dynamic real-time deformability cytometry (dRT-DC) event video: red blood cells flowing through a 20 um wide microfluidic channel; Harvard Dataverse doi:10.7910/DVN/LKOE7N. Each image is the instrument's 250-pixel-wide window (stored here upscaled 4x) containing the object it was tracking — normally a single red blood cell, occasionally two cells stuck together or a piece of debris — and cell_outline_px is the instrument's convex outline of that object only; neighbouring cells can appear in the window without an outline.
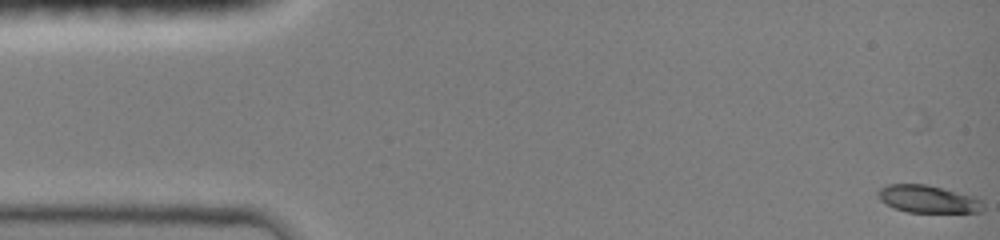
{"species": "common noctule bat (a hibernating species)", "species_latin": "Nyctalus noctula", "temperature_condition": "room temperature", "stored_images_in_passage": 87, "camera_frame_rate_fps": 3000, "um_per_image_px": 0.085, "animal": {"sex": "female", "body_mass_g": 19.0, "forearm_length_mm": 51.5}, "frame": {"image": 1, "passage_image": 3, "time_ms": 0.333, "image_size_px": [1000, 240], "cell_outline_px": [[984, 212], [908, 212], [896, 208], [880, 200], [880, 188], [888, 184], [924, 184], [940, 188], [968, 196], [980, 200], [984, 208]], "centroid_in_image_um": [78.87, 16.93], "position_along_channel_um": 6.1, "area_um2": 16.18}}
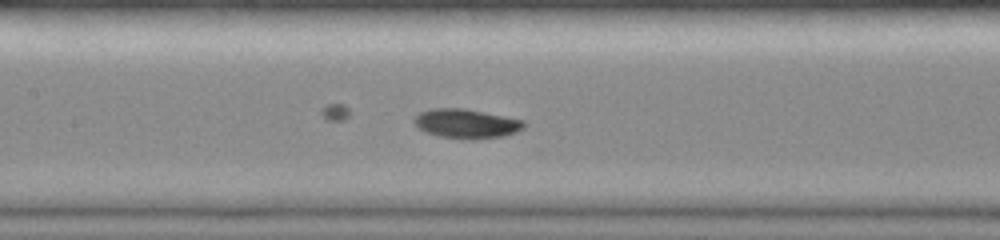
{"frame": {"image": 2, "passage_image": 43, "time_ms": 7.333, "image_size_px": [1000, 240], "cell_outline_px": [[524, 128], [516, 132], [504, 136], [472, 140], [468, 140], [440, 136], [428, 132], [420, 128], [416, 124], [416, 116], [420, 112], [432, 108], [464, 108], [524, 120]], "centroid_in_image_um": [39.69, 10.51], "position_along_channel_um": 167.7, "area_um2": 18.55}}
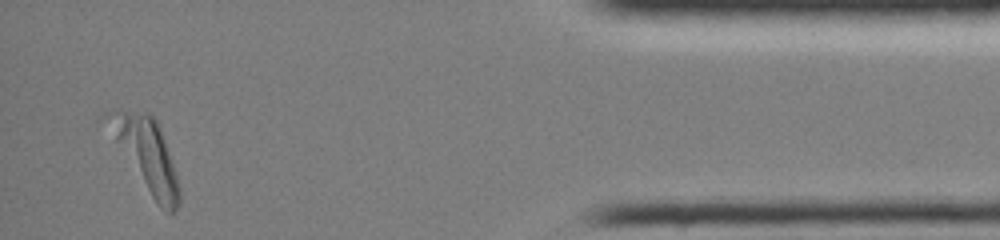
{"frame": {"image": 3, "passage_image": 87, "time_ms": 14.667, "image_size_px": [1000, 240], "cell_outline_px": [[180, 204], [176, 212], [168, 216], [156, 204], [96, 120], [104, 112], [120, 108], [152, 116], [156, 120], [160, 128], [180, 188]], "centroid_in_image_um": [12.27, 13.12], "position_along_channel_um": 422.9, "area_um2": 31.67}, "authors_computed_cell_mechanics": {"area_um2": 17.629, "velocity_mm_per_s": 4.1313, "shape_relaxation_time_tau1_ms": 3.3198, "shape_relaxation_time_tau2_ms": 2.7636, "deformation_change_tau1": 0.1651, "deformation_change_tau2": 0.0406}}